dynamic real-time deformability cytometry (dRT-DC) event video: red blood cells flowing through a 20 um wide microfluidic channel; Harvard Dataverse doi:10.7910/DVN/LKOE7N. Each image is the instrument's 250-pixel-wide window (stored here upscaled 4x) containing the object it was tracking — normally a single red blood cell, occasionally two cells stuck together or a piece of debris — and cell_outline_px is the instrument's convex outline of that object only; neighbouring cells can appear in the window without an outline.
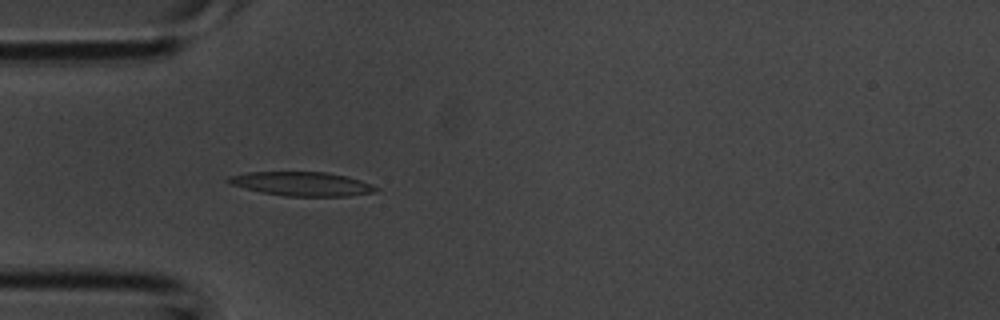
{"species": "common noctule bat (a hibernating species)", "species_latin": "Nyctalus noctula", "temperature_condition": "room temperature", "stored_images_in_passage": 4, "camera_frame_rate_fps": 3000, "um_per_image_px": 0.085, "animal": {"sex": "male", "body_mass_g": 20.1, "forearm_length_mm": 53.5}, "frame": {"image": 1, "passage_image": 4, "time_ms": 1.0, "image_size_px": [1000, 320], "cell_outline_px": [[380, 188], [376, 192], [348, 196], [284, 196], [260, 192], [232, 184], [224, 180], [228, 176], [248, 172], [328, 172], [348, 176], [372, 184]], "centroid_in_image_um": [25.69, 15.63], "position_along_channel_um": 59.3, "area_um2": 20.75}}